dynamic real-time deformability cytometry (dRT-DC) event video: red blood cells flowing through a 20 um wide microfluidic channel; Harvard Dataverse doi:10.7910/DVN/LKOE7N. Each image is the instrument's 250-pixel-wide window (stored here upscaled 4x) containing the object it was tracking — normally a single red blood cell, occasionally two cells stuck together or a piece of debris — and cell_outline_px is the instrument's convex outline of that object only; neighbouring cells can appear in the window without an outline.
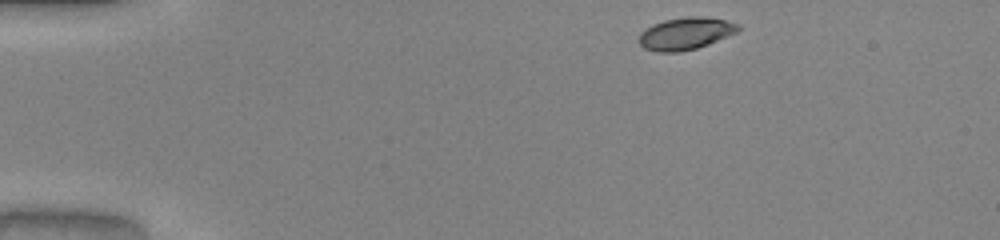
{"species": "common noctule bat (a hibernating species)", "species_latin": "Nyctalus noctula", "temperature_condition": "warm", "stored_images_in_passage": 44, "camera_frame_rate_fps": 3000, "um_per_image_px": 0.085, "animal": {"sex": "male", "body_mass_g": 20.0, "forearm_length_mm": 53.3}, "frame": {"image": 1, "passage_image": 1, "time_ms": 0.0, "image_size_px": [1000, 240], "cell_outline_px": [[740, 28], [736, 32], [708, 44], [696, 48], [680, 52], [656, 52], [644, 48], [640, 44], [640, 32], [652, 24], [664, 20], [688, 16], [700, 16], [724, 20], [740, 24]], "centroid_in_image_um": [58.25, 2.85], "position_along_channel_um": 26.7, "area_um2": 18.5}}
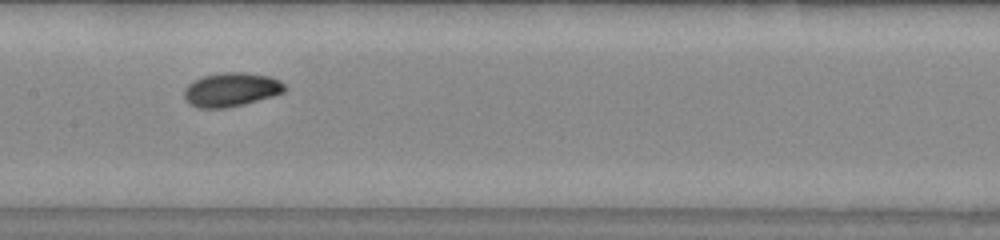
{"frame": {"image": 2, "passage_image": 19, "time_ms": 6.0, "image_size_px": [1000, 240], "cell_outline_px": [[288, 88], [284, 92], [272, 96], [244, 104], [224, 108], [200, 108], [184, 100], [184, 88], [192, 80], [204, 76], [224, 72], [244, 72], [272, 76], [280, 80]], "centroid_in_image_um": [19.66, 7.6], "position_along_channel_um": 187.7, "area_um2": 20.0}}
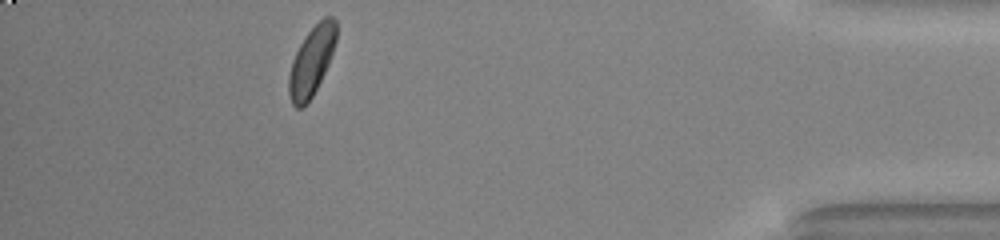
{"frame": {"image": 3, "passage_image": 39, "time_ms": 12.667, "image_size_px": [1000, 240], "cell_outline_px": [[336, 40], [328, 64], [312, 96], [300, 108], [296, 108], [292, 104], [288, 92], [288, 76], [292, 60], [300, 44], [308, 32], [324, 16], [332, 16], [336, 20]], "centroid_in_image_um": [26.47, 5.18], "position_along_channel_um": 408.7, "area_um2": 18.73}, "authors_computed_cell_mechanics": {"area_um2": 19.0162, "velocity_mm_per_s": 4.0436, "shape_relaxation_time_tau1_ms": 1.613, "shape_relaxation_time_tau2_ms": 11.1641, "deformation_change_tau1": 0.1067, "deformation_change_tau2": 0.1216}}